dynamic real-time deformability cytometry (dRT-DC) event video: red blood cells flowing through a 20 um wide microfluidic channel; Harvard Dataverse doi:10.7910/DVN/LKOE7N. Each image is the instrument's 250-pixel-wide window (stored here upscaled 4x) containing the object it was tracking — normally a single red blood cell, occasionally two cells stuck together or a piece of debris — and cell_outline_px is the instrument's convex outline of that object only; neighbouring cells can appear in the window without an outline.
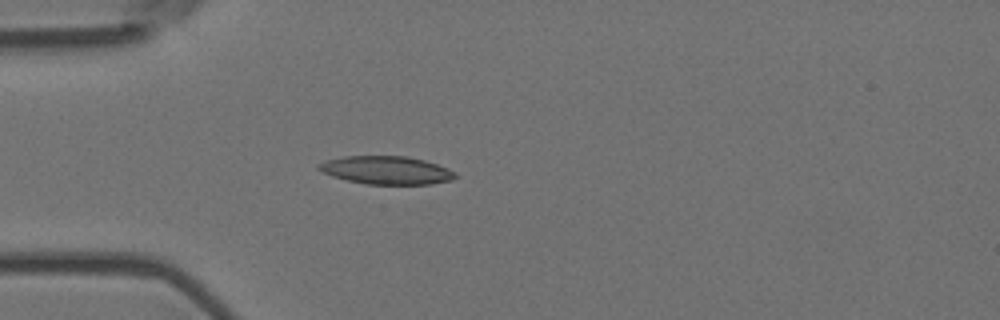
{"species": "Egyptian fruit bat (a non-hibernating species)", "species_latin": "Rousettus aegyptiacus", "temperature_condition": "room temperature", "stored_images_in_passage": 4, "camera_frame_rate_fps": 3000, "um_per_image_px": 0.085, "animal": {"sex": "female"}, "frame": {"image": 1, "passage_image": 4, "time_ms": 1.0, "image_size_px": [1000, 320], "cell_outline_px": [[456, 176], [452, 180], [432, 184], [364, 184], [332, 176], [316, 168], [316, 164], [324, 160], [344, 156], [404, 156], [424, 160], [448, 168], [456, 172]], "centroid_in_image_um": [32.82, 14.46], "position_along_channel_um": 52.2, "area_um2": 22.43}}